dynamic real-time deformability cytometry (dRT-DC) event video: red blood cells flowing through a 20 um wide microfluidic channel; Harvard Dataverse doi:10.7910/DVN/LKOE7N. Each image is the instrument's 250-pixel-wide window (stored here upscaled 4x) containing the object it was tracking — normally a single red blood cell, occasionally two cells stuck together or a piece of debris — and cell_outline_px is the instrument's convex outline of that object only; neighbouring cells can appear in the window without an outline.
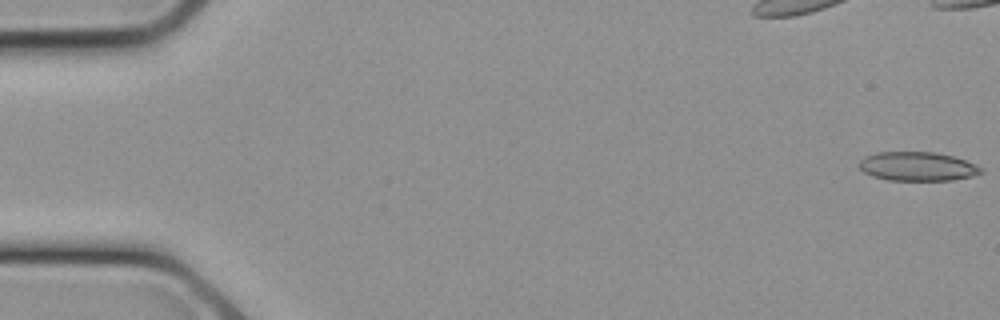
{"species": "common noctule bat (a hibernating species)", "species_latin": "Nyctalus noctula", "temperature_condition": "cold", "stored_images_in_passage": 26, "camera_frame_rate_fps": 3000, "um_per_image_px": 0.085, "animal": {"sex": "female", "body_mass_g": 21.9}, "frame": {"image": 1, "passage_image": 1, "time_ms": 0.0, "image_size_px": [1000, 320], "cell_outline_px": [[984, 172], [972, 176], [952, 180], [888, 180], [872, 176], [864, 172], [860, 168], [860, 160], [864, 156], [876, 152], [936, 152], [952, 156], [976, 164], [984, 168]], "centroid_in_image_um": [78.0, 14.14], "position_along_channel_um": 7.0, "area_um2": 20.63}}
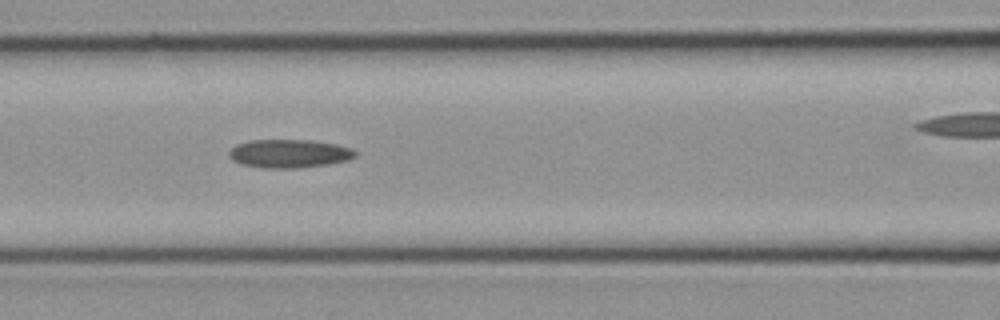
{"frame": {"image": 2, "passage_image": 11, "time_ms": 3.333, "image_size_px": [1000, 320], "cell_outline_px": [[356, 156], [348, 160], [328, 164], [300, 168], [264, 168], [240, 164], [232, 160], [228, 156], [228, 152], [236, 144], [248, 140], [312, 140], [336, 144], [352, 148], [356, 152]], "centroid_in_image_um": [24.56, 13.05], "position_along_channel_um": 142.0, "area_um2": 21.1}}
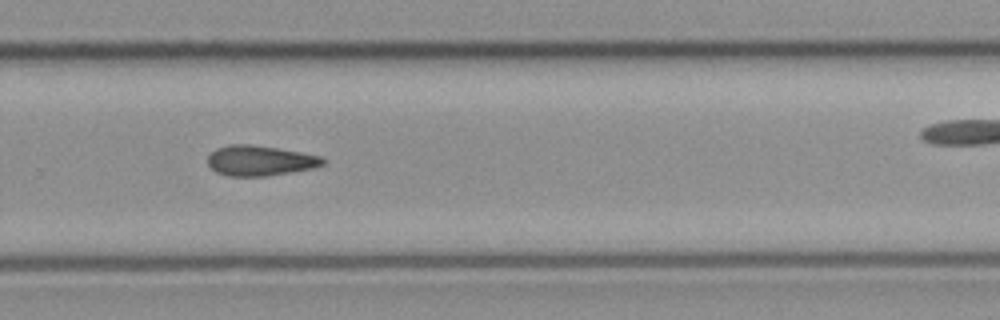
{"frame": {"image": 3, "passage_image": 17, "time_ms": 5.333, "image_size_px": [1000, 320], "cell_outline_px": [[328, 160], [324, 164], [312, 168], [264, 176], [228, 176], [216, 172], [208, 164], [208, 156], [216, 148], [228, 144], [248, 144], [304, 152], [320, 156]], "centroid_in_image_um": [22.1, 13.64], "position_along_channel_um": 307.7, "area_um2": 20.23}}